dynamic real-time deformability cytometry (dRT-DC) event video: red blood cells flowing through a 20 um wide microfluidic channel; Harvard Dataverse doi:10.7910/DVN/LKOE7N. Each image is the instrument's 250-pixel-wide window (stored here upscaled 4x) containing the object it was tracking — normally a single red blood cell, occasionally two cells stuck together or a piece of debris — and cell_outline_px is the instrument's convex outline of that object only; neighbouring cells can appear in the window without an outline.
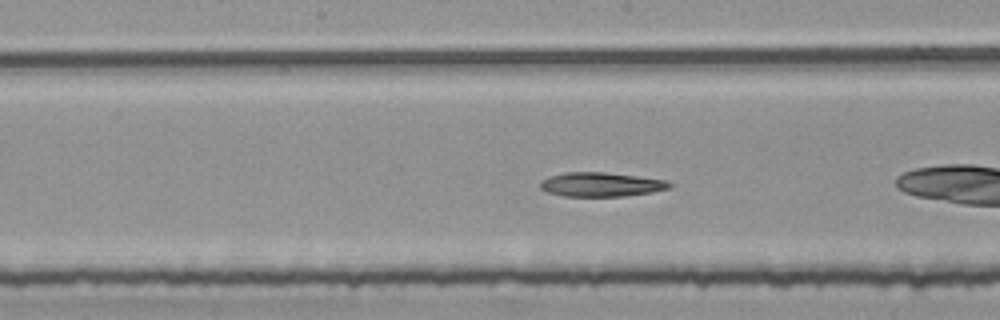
{"species": "common noctule bat (a hibernating species)", "species_latin": "Nyctalus noctula", "temperature_condition": "room temperature", "stored_images_in_passage": 34, "camera_frame_rate_fps": 3000, "um_per_image_px": 0.085, "animal": {"sex": "female", "body_mass_g": 25.1}, "frame": {"image": 1, "passage_image": 10, "time_ms": 3.0, "image_size_px": [1000, 320], "cell_outline_px": [[672, 184], [668, 188], [652, 192], [624, 196], [564, 196], [548, 192], [540, 188], [540, 180], [548, 176], [564, 172], [604, 172], [668, 180]], "centroid_in_image_um": [51.05, 15.67], "position_along_channel_um": 197.1, "area_um2": 18.21}}
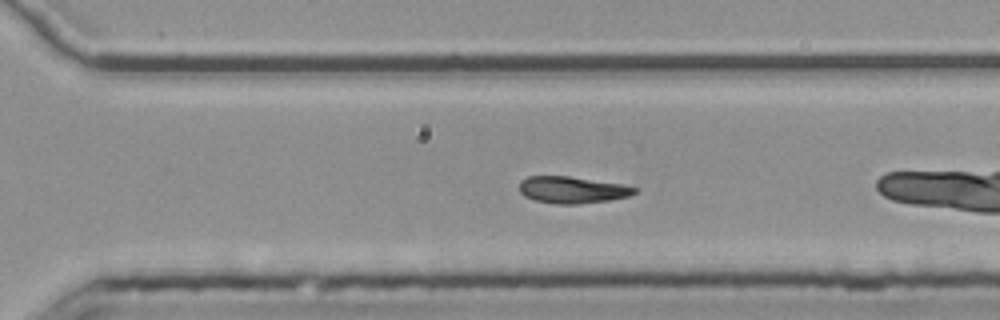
{"frame": {"image": 2, "passage_image": 20, "time_ms": 6.333, "image_size_px": [1000, 320], "cell_outline_px": [[640, 188], [636, 192], [628, 196], [608, 200], [576, 204], [556, 204], [536, 200], [524, 196], [520, 192], [520, 180], [528, 176], [568, 176], [624, 184]], "centroid_in_image_um": [48.65, 16.13], "position_along_channel_um": 321.9, "area_um2": 17.98}}